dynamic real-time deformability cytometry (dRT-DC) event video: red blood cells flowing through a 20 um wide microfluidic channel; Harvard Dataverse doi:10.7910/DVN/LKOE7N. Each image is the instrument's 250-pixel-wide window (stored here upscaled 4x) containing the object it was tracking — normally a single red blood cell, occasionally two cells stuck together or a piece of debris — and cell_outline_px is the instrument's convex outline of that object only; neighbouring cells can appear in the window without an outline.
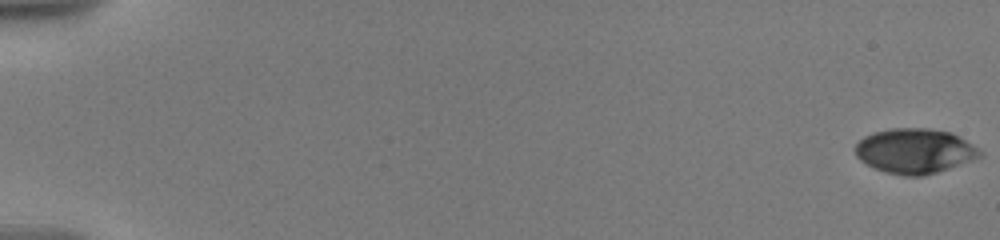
{"species": "human", "species_latin": "Homo sapiens", "temperature_condition": "warm", "stored_images_in_passage": 43, "camera_frame_rate_fps": 3000, "um_per_image_px": 0.085, "donor": {"sex": "male"}, "frame": {"image": 1, "passage_image": 1, "time_ms": 0.0, "image_size_px": [1000, 240], "cell_outline_px": [[980, 156], [948, 168], [924, 176], [904, 176], [884, 172], [860, 160], [856, 156], [856, 144], [864, 136], [872, 132], [892, 128], [928, 128], [952, 132], [960, 136], [972, 144], [980, 152]], "centroid_in_image_um": [77.72, 12.82], "position_along_channel_um": 7.3, "area_um2": 32.31}}
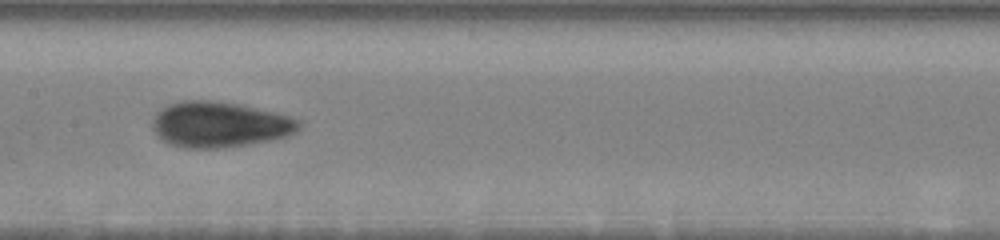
{"frame": {"image": 2, "passage_image": 31, "time_ms": 10.333, "image_size_px": [1000, 240], "cell_outline_px": [[300, 128], [296, 132], [284, 136], [268, 140], [224, 148], [180, 148], [168, 144], [160, 140], [152, 128], [152, 116], [160, 108], [168, 104], [180, 100], [212, 100], [240, 104], [288, 116], [300, 120]], "centroid_in_image_um": [18.56, 10.58], "position_along_channel_um": 188.8, "area_um2": 39.19}}
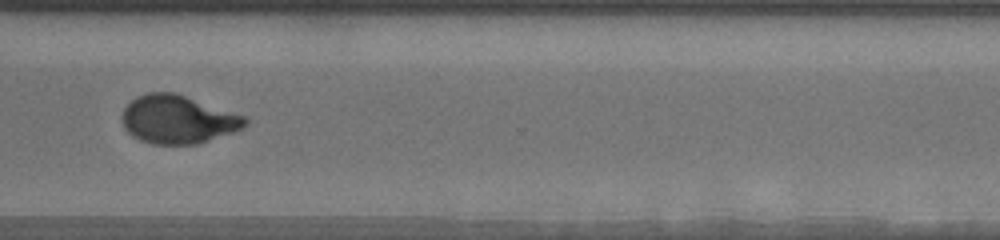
{"frame": {"image": 3, "passage_image": 42, "time_ms": 15.0, "image_size_px": [1000, 240], "cell_outline_px": [[248, 124], [232, 132], [196, 144], [152, 144], [140, 140], [132, 136], [124, 128], [120, 116], [124, 108], [136, 96], [148, 92], [176, 92], [244, 116], [248, 120]], "centroid_in_image_um": [15.06, 10.14], "position_along_channel_um": 355.5, "area_um2": 34.56}}